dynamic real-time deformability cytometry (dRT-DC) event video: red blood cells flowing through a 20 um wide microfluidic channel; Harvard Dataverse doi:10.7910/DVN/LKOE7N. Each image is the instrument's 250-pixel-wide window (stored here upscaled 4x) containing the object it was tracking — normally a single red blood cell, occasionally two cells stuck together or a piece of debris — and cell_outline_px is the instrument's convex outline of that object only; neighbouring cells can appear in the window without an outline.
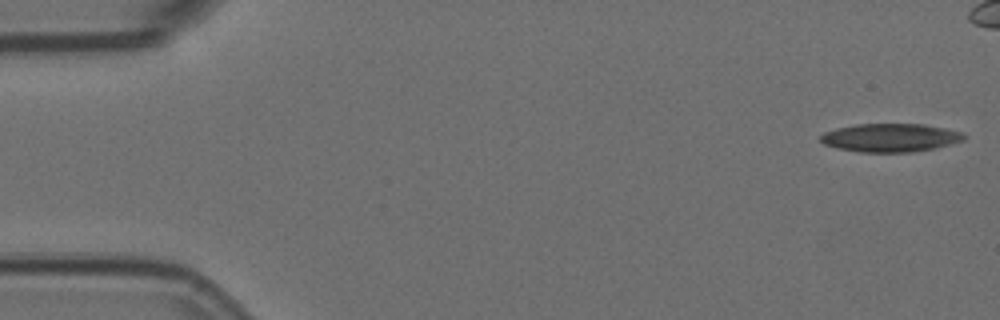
{"species": "Egyptian fruit bat (a non-hibernating species)", "species_latin": "Rousettus aegyptiacus", "temperature_condition": "room temperature", "stored_images_in_passage": 57, "camera_frame_rate_fps": 3000, "um_per_image_px": 0.085, "animal": {"sex": "female"}, "frame": {"image": 1, "passage_image": 1, "time_ms": 0.0, "image_size_px": [1000, 320], "cell_outline_px": [[968, 136], [964, 140], [932, 148], [912, 152], [860, 152], [840, 148], [824, 144], [820, 140], [820, 136], [824, 132], [836, 128], [856, 124], [924, 124], [944, 128], [960, 132]], "centroid_in_image_um": [75.67, 11.69], "position_along_channel_um": 9.3, "area_um2": 23.47}}
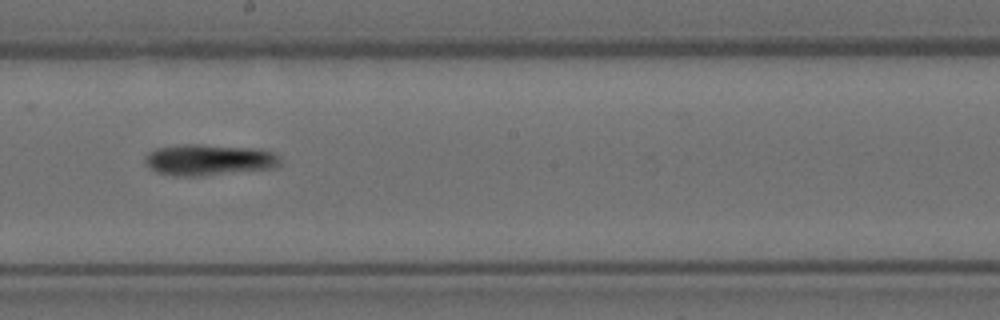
{"frame": {"image": 2, "passage_image": 31, "time_ms": 10.0, "image_size_px": [1000, 320], "cell_outline_px": [[280, 164], [276, 168], [200, 176], [172, 176], [156, 172], [144, 160], [144, 156], [148, 152], [156, 148], [180, 144], [200, 144], [260, 148], [272, 152], [280, 156]], "centroid_in_image_um": [17.78, 13.58], "position_along_channel_um": 230.4, "area_um2": 24.91}}
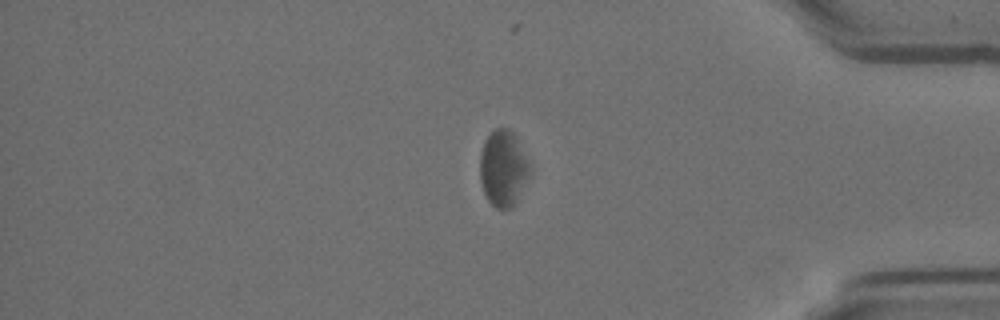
{"frame": {"image": 3, "passage_image": 47, "time_ms": 15.333, "image_size_px": [1000, 320], "cell_outline_px": [[532, 172], [516, 204], [512, 208], [496, 208], [488, 200], [484, 192], [480, 180], [480, 152], [484, 140], [496, 128], [508, 128], [516, 136], [532, 164]], "centroid_in_image_um": [42.82, 14.31], "position_along_channel_um": 392.4, "area_um2": 22.66}}